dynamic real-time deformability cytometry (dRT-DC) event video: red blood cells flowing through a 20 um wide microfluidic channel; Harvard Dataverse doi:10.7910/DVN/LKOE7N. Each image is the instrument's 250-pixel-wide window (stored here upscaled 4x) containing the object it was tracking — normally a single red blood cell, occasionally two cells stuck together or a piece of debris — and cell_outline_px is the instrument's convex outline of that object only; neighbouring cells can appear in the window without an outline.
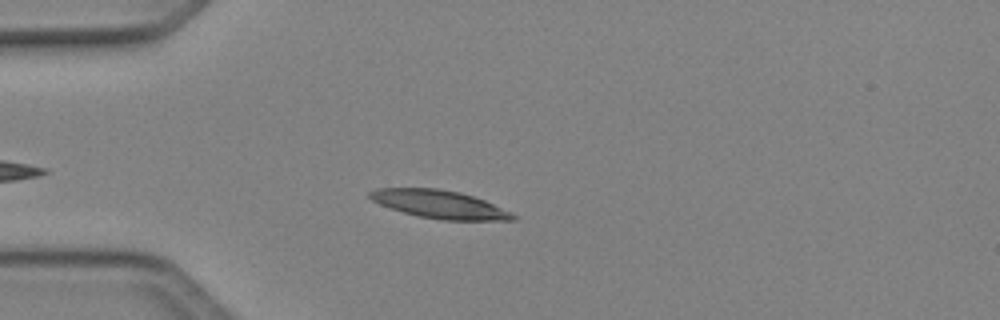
{"species": "Egyptian fruit bat (a non-hibernating species)", "species_latin": "Rousettus aegyptiacus", "temperature_condition": "cold", "stored_images_in_passage": 39, "camera_frame_rate_fps": 3000, "um_per_image_px": 0.085, "animal": {"sex": "female"}, "frame": {"image": 1, "passage_image": 6, "time_ms": 1.667, "image_size_px": [1000, 320], "cell_outline_px": [[516, 220], [444, 220], [416, 216], [380, 204], [372, 200], [368, 196], [368, 192], [376, 188], [436, 188], [460, 192], [484, 200], [512, 212], [516, 216]], "centroid_in_image_um": [37.36, 17.36], "position_along_channel_um": 47.6, "area_um2": 23.29}}
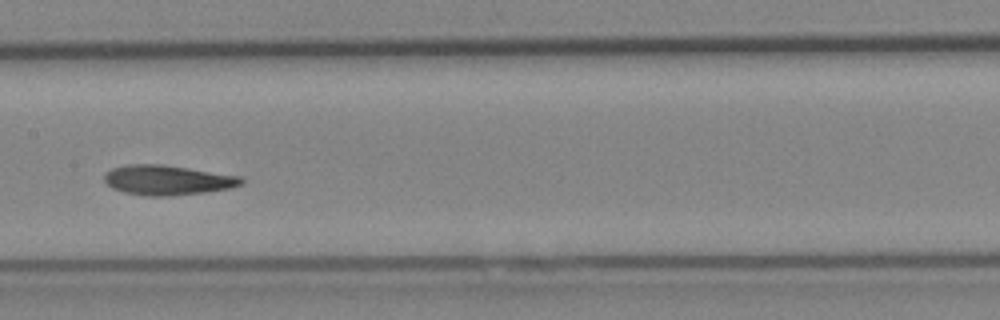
{"frame": {"image": 2, "passage_image": 18, "time_ms": 5.667, "image_size_px": [1000, 320], "cell_outline_px": [[244, 184], [228, 188], [204, 192], [172, 196], [148, 196], [124, 192], [112, 188], [104, 180], [104, 176], [112, 168], [128, 164], [160, 164], [188, 168], [240, 176], [244, 180]], "centroid_in_image_um": [14.23, 15.31], "position_along_channel_um": 193.2, "area_um2": 23.64}}
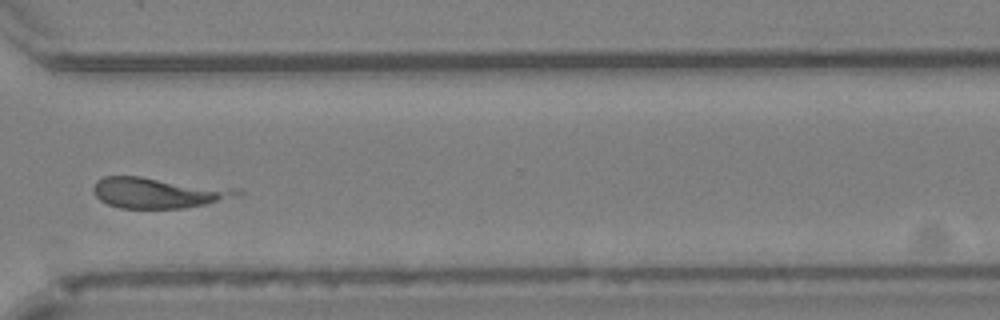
{"frame": {"image": 3, "passage_image": 30, "time_ms": 9.667, "image_size_px": [1000, 320], "cell_outline_px": [[244, 192], [240, 196], [208, 204], [184, 208], [120, 208], [108, 204], [100, 200], [96, 196], [92, 188], [96, 180], [104, 176], [140, 176]], "centroid_in_image_um": [13.3, 16.4], "position_along_channel_um": 357.3, "area_um2": 24.91}, "authors_computed_cell_mechanics": {"area_um2": 23.0622, "velocity_mm_per_s": 4.077, "shape_relaxation_time_tau1_ms": 2.1646, "shape_relaxation_time_tau2_ms": 3.2441, "deformation_change_tau1": 0.0995, "deformation_change_tau2": 0.1247}}